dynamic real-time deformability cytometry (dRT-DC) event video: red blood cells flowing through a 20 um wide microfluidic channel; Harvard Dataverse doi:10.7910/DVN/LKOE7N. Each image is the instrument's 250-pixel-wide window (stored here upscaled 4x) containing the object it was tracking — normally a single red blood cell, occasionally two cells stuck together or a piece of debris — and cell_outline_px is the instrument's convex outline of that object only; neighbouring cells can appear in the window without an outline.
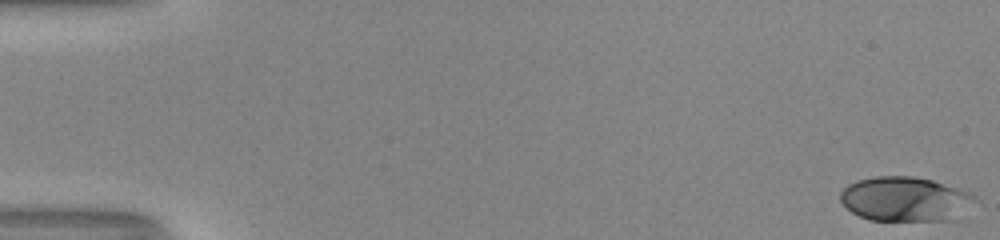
{"species": "human", "species_latin": "Homo sapiens", "temperature_condition": "room temperature", "stored_images_in_passage": 52, "camera_frame_rate_fps": 3000, "um_per_image_px": 0.085, "donor": {"sex": "male"}, "frame": {"image": 1, "passage_image": 1, "time_ms": 0.0, "image_size_px": [1000, 240], "cell_outline_px": [[980, 200], [960, 220], [868, 220], [852, 212], [840, 200], [840, 192], [848, 184], [856, 180], [876, 176], [912, 176], [932, 180], [972, 192]], "centroid_in_image_um": [77.06, 16.93], "position_along_channel_um": 7.9, "area_um2": 35.72}}
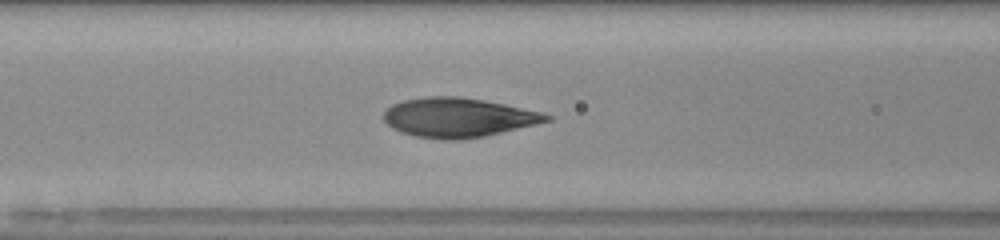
{"frame": {"image": 2, "passage_image": 23, "time_ms": 7.333, "image_size_px": [1000, 240], "cell_outline_px": [[556, 116], [552, 120], [536, 124], [484, 136], [464, 140], [444, 140], [416, 136], [392, 128], [384, 120], [384, 112], [392, 104], [404, 100], [428, 96], [460, 96], [484, 100], [544, 112]], "centroid_in_image_um": [38.99, 9.98], "position_along_channel_um": 127.6, "area_um2": 37.4}}
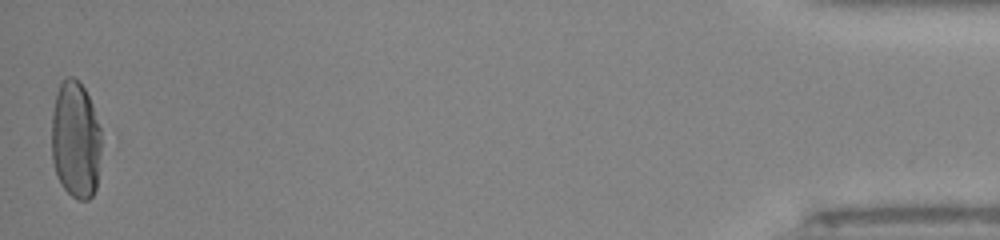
{"frame": {"image": 3, "passage_image": 52, "time_ms": 17.0, "image_size_px": [1000, 240], "cell_outline_px": [[100, 152], [96, 188], [92, 196], [88, 200], [80, 200], [72, 196], [64, 188], [56, 172], [52, 160], [52, 112], [56, 92], [60, 80], [68, 76], [72, 76], [84, 88], [92, 104], [100, 128]], "centroid_in_image_um": [6.41, 11.86], "position_along_channel_um": 428.8, "area_um2": 33.99}, "authors_computed_cell_mechanics": {"area_um2": 35.8071, "velocity_mm_per_s": 4.0652, "shape_relaxation_time_tau1_ms": 4.4925, "shape_relaxation_time_tau2_ms": null, "deformation_change_tau1": 0.2159, "deformation_change_tau2": null}}